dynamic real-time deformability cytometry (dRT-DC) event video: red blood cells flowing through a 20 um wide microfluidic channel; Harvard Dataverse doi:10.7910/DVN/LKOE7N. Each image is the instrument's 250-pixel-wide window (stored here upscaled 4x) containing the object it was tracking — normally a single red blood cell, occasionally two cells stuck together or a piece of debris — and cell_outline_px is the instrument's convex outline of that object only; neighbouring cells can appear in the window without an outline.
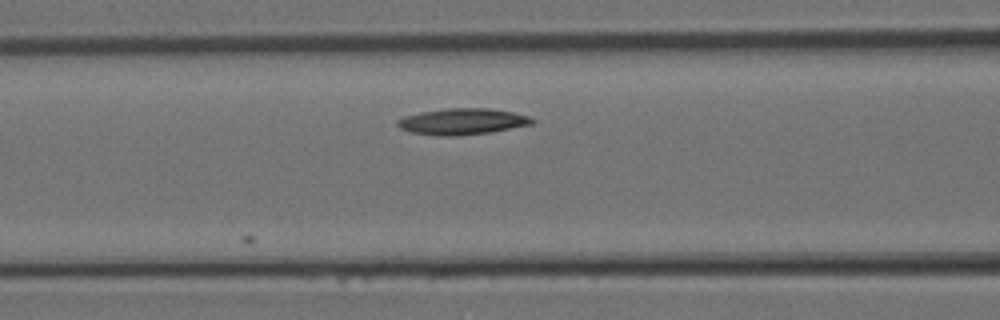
{"species": "Egyptian fruit bat (a non-hibernating species)", "species_latin": "Rousettus aegyptiacus", "temperature_condition": "room temperature", "stored_images_in_passage": 5, "camera_frame_rate_fps": 3000, "um_per_image_px": 0.085, "animal": {"sex": "female"}, "frame": {"image": 1, "passage_image": 5, "time_ms": 1.333, "image_size_px": [1000, 320], "cell_outline_px": [[536, 120], [532, 124], [488, 132], [456, 136], [440, 136], [412, 132], [400, 128], [396, 124], [396, 120], [404, 116], [420, 112], [448, 108], [488, 108], [512, 112], [528, 116]], "centroid_in_image_um": [39.26, 10.32], "position_along_channel_um": 127.3, "area_um2": 20.4}}